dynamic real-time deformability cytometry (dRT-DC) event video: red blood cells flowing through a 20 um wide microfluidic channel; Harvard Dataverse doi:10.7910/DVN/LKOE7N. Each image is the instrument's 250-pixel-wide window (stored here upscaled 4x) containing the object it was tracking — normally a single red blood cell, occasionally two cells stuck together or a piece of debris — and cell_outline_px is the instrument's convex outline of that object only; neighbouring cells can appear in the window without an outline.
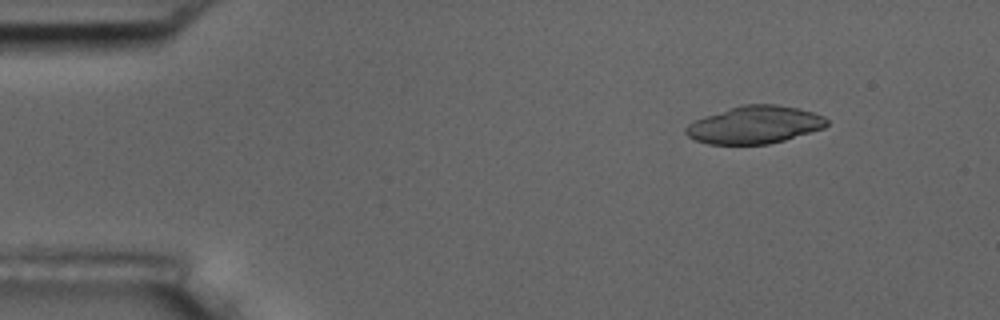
{"species": "common noctule bat (a hibernating species)", "species_latin": "Nyctalus noctula", "temperature_condition": "room temperature", "stored_images_in_passage": 5, "camera_frame_rate_fps": 3000, "um_per_image_px": 0.085, "animal": {"sex": "male", "body_mass_g": 17.5, "forearm_length_mm": 52.3}, "frame": {"image": 1, "passage_image": 1, "time_ms": 0.0, "image_size_px": [1000, 320], "cell_outline_px": [[828, 124], [824, 128], [784, 140], [768, 144], [708, 144], [696, 140], [688, 136], [684, 132], [684, 128], [688, 124], [696, 120], [728, 108], [744, 104], [776, 104], [800, 108], [824, 116], [828, 120]], "centroid_in_image_um": [64.16, 10.6], "position_along_channel_um": 20.8, "area_um2": 30.81}}